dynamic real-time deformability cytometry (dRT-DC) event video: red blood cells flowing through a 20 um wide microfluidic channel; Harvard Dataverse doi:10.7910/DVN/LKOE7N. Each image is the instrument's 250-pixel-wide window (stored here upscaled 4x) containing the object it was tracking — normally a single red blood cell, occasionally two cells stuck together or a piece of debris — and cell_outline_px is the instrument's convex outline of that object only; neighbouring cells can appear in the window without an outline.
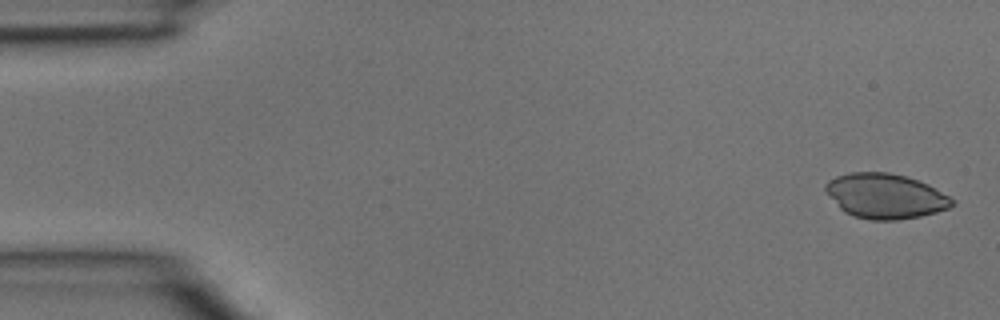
{"species": "common noctule bat (a hibernating species)", "species_latin": "Nyctalus noctula", "temperature_condition": "room temperature", "stored_images_in_passage": 5, "camera_frame_rate_fps": 3000, "um_per_image_px": 0.085, "animal": {"sex": "male", "body_mass_g": 15.6}, "frame": {"image": 1, "passage_image": 1, "time_ms": 0.0, "image_size_px": [1000, 320], "cell_outline_px": [[956, 204], [948, 208], [936, 212], [920, 216], [896, 220], [872, 220], [856, 216], [844, 212], [840, 208], [824, 188], [824, 184], [828, 180], [836, 176], [852, 172], [888, 172], [904, 176], [928, 184], [956, 200]], "centroid_in_image_um": [75.27, 16.66], "position_along_channel_um": 9.7, "area_um2": 32.95}}